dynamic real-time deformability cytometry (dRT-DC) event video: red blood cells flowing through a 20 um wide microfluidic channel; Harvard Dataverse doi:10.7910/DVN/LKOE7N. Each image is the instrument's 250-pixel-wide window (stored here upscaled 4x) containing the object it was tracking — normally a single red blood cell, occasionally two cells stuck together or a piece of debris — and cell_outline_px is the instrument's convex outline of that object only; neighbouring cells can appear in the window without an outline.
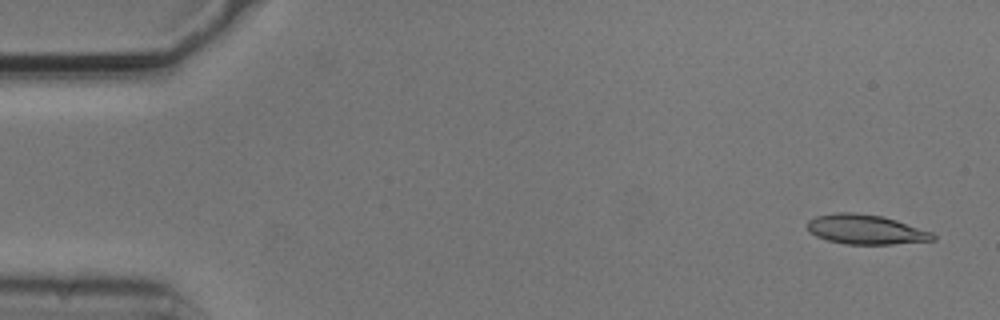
{"species": "common noctule bat (a hibernating species)", "species_latin": "Nyctalus noctula", "temperature_condition": "cold", "stored_images_in_passage": 4, "camera_frame_rate_fps": 3000, "um_per_image_px": 0.085, "animal": {"sex": "male", "body_mass_g": 20.5, "forearm_length_mm": 52.5}, "frame": {"image": 1, "passage_image": 4, "time_ms": 1.0, "image_size_px": [1000, 320], "cell_outline_px": [[936, 240], [892, 244], [844, 244], [828, 240], [816, 236], [808, 228], [808, 220], [816, 216], [836, 212], [852, 212], [884, 216], [932, 232], [936, 236]], "centroid_in_image_um": [73.6, 19.5], "position_along_channel_um": 11.4, "area_um2": 21.62}}